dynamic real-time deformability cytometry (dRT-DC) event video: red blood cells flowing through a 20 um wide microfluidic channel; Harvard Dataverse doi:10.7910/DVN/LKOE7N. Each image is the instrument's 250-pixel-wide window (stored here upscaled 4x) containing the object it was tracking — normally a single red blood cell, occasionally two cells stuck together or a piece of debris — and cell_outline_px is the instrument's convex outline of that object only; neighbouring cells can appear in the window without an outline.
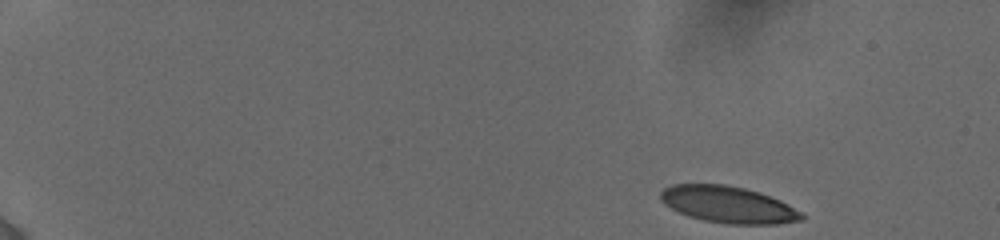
{"species": "human", "species_latin": "Homo sapiens", "temperature_condition": "cold", "stored_images_in_passage": 9, "camera_frame_rate_fps": 3000, "um_per_image_px": 0.085, "donor": {"sex": "female"}, "frame": {"image": 1, "passage_image": 1, "time_ms": 0.0, "image_size_px": [1000, 240], "cell_outline_px": [[804, 220], [776, 224], [728, 224], [704, 220], [688, 216], [664, 204], [660, 200], [660, 192], [664, 188], [672, 184], [724, 184], [744, 188], [760, 192], [780, 200], [788, 204], [800, 212], [804, 216]], "centroid_in_image_um": [61.89, 17.39], "position_along_channel_um": 23.1, "area_um2": 30.11}}
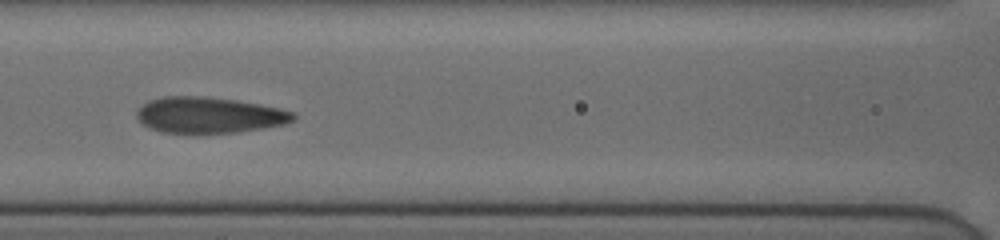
{"frame": {"image": 2, "passage_image": 7, "time_ms": 7.0, "image_size_px": [1000, 240], "cell_outline_px": [[296, 120], [284, 124], [236, 132], [160, 132], [148, 128], [136, 116], [136, 112], [148, 100], [164, 96], [204, 96], [236, 100], [260, 104], [280, 108], [296, 112]], "centroid_in_image_um": [17.8, 9.76], "position_along_channel_um": 148.8, "area_um2": 32.66}}
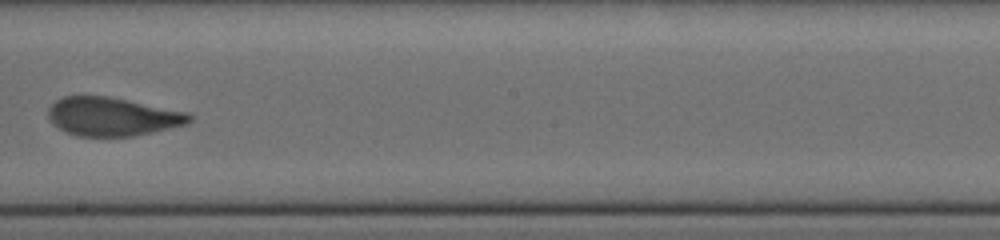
{"frame": {"image": 3, "passage_image": 9, "time_ms": 9.333, "image_size_px": [1000, 240], "cell_outline_px": [[192, 120], [184, 124], [152, 132], [132, 136], [76, 136], [64, 132], [52, 124], [48, 116], [48, 108], [56, 100], [64, 96], [108, 96], [188, 112], [192, 116]], "centroid_in_image_um": [9.5, 9.91], "position_along_channel_um": 238.7, "area_um2": 31.62}}